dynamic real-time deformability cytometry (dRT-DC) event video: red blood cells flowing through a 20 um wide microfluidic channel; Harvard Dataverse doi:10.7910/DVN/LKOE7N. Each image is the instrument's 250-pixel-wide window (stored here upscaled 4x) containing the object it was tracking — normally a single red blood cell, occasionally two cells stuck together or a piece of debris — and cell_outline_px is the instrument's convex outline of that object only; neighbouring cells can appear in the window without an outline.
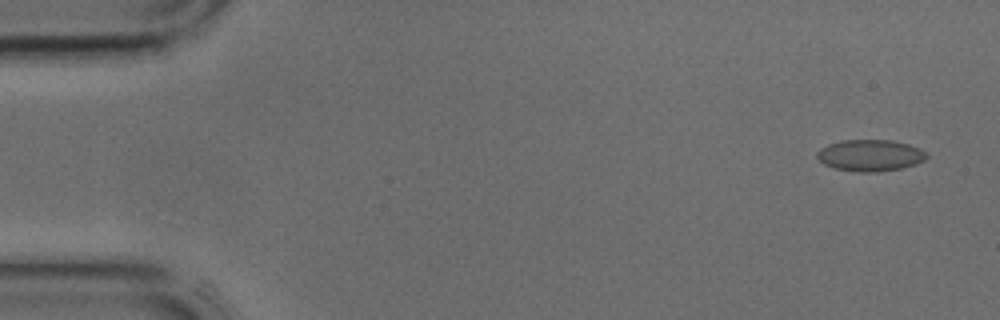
{"species": "common noctule bat (a hibernating species)", "species_latin": "Nyctalus noctula", "temperature_condition": "cold", "stored_images_in_passage": 43, "camera_frame_rate_fps": 3000, "um_per_image_px": 0.085, "animal": {"sex": "male", "body_mass_g": 17.9, "forearm_length_mm": 54.2}, "frame": {"image": 1, "passage_image": 2, "time_ms": 0.333, "image_size_px": [1000, 320], "cell_outline_px": [[928, 156], [924, 160], [916, 164], [900, 168], [876, 172], [860, 172], [836, 168], [824, 164], [816, 156], [816, 152], [820, 148], [828, 144], [840, 140], [892, 140], [908, 144], [920, 148]], "centroid_in_image_um": [73.95, 13.19], "position_along_channel_um": 11.1, "area_um2": 20.06}}
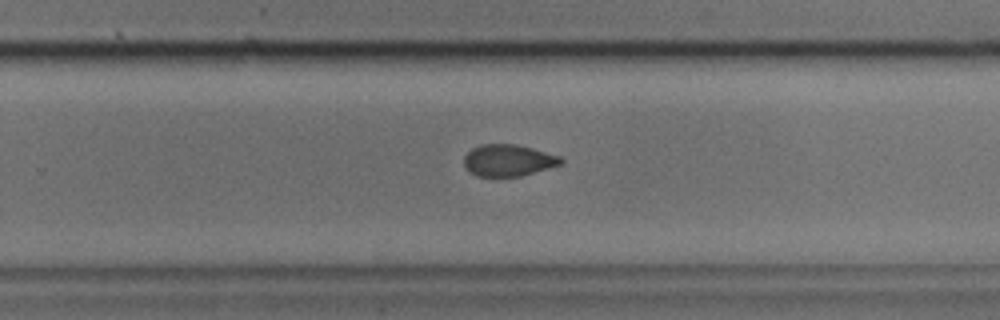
{"frame": {"image": 2, "passage_image": 27, "time_ms": 8.667, "image_size_px": [1000, 320], "cell_outline_px": [[564, 164], [520, 176], [476, 176], [468, 172], [464, 168], [464, 156], [472, 148], [480, 144], [516, 144], [532, 148], [560, 156], [564, 160]], "centroid_in_image_um": [43.19, 13.63], "position_along_channel_um": 286.6, "area_um2": 18.09}}
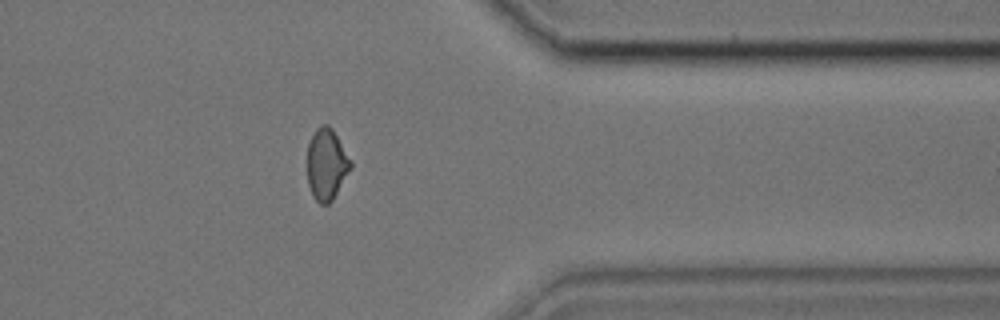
{"frame": {"image": 3, "passage_image": 34, "time_ms": 11.0, "image_size_px": [1000, 320], "cell_outline_px": [[352, 168], [332, 200], [328, 204], [320, 204], [312, 196], [308, 184], [308, 144], [316, 128], [320, 124], [328, 124], [332, 128], [352, 160]], "centroid_in_image_um": [27.77, 13.96], "position_along_channel_um": 383.6, "area_um2": 18.15}}